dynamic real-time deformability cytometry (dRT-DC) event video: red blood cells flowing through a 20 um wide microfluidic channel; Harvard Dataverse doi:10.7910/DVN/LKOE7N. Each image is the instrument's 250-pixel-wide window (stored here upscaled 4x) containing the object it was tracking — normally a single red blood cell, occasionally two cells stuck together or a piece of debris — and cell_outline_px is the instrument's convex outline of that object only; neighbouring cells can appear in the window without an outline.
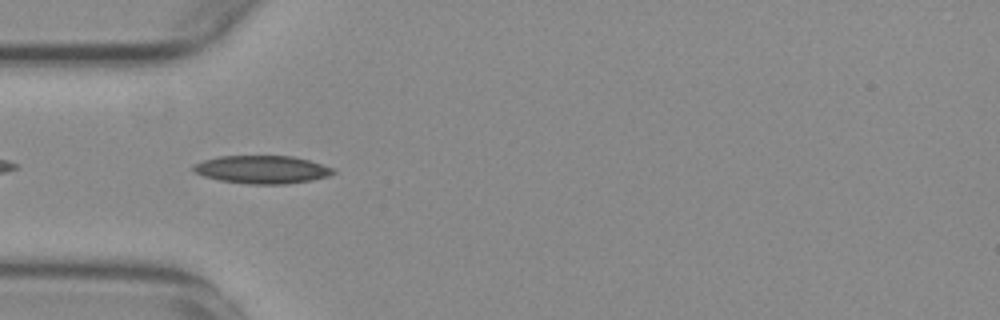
{"species": "common noctule bat (a hibernating species)", "species_latin": "Nyctalus noctula", "temperature_condition": "warm", "stored_images_in_passage": 41, "camera_frame_rate_fps": 3000, "um_per_image_px": 0.085, "animal": {"sex": "female", "body_mass_g": 29.2, "forearm_length_mm": 56.3}, "frame": {"image": 1, "passage_image": 3, "time_ms": 0.667, "image_size_px": [1000, 320], "cell_outline_px": [[336, 172], [328, 176], [312, 180], [288, 184], [248, 184], [220, 180], [204, 176], [196, 172], [192, 168], [192, 164], [204, 160], [220, 156], [292, 156], [308, 160], [336, 168]], "centroid_in_image_um": [22.31, 14.41], "position_along_channel_um": 62.7, "area_um2": 22.83}}
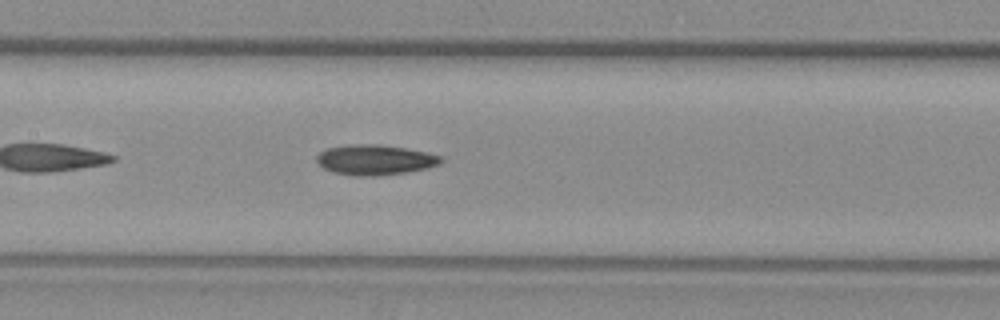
{"frame": {"image": 2, "passage_image": 12, "time_ms": 3.667, "image_size_px": [1000, 320], "cell_outline_px": [[444, 160], [440, 164], [428, 168], [408, 172], [372, 176], [352, 176], [332, 172], [316, 164], [316, 156], [320, 152], [328, 148], [348, 144], [380, 144], [428, 152], [444, 156]], "centroid_in_image_um": [31.88, 13.58], "position_along_channel_um": 175.5, "area_um2": 22.25}}
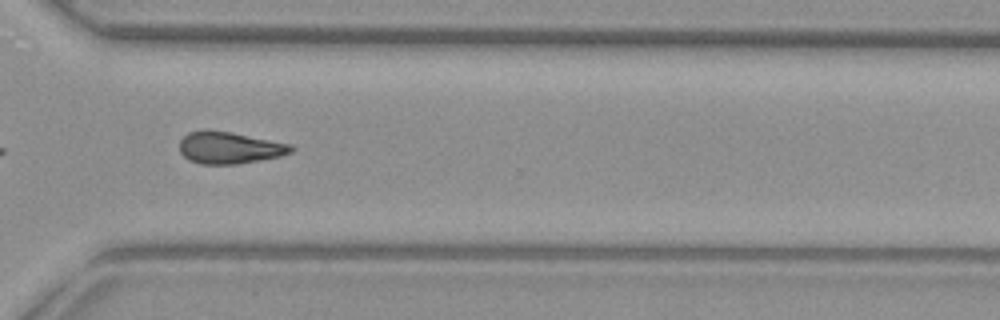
{"frame": {"image": 3, "passage_image": 26, "time_ms": 8.333, "image_size_px": [1000, 320], "cell_outline_px": [[296, 148], [292, 152], [280, 156], [260, 160], [236, 164], [200, 164], [188, 160], [180, 152], [180, 140], [188, 132], [204, 128], [208, 128], [232, 132], [292, 144]], "centroid_in_image_um": [19.49, 12.53], "position_along_channel_um": 351.1, "area_um2": 21.15}}